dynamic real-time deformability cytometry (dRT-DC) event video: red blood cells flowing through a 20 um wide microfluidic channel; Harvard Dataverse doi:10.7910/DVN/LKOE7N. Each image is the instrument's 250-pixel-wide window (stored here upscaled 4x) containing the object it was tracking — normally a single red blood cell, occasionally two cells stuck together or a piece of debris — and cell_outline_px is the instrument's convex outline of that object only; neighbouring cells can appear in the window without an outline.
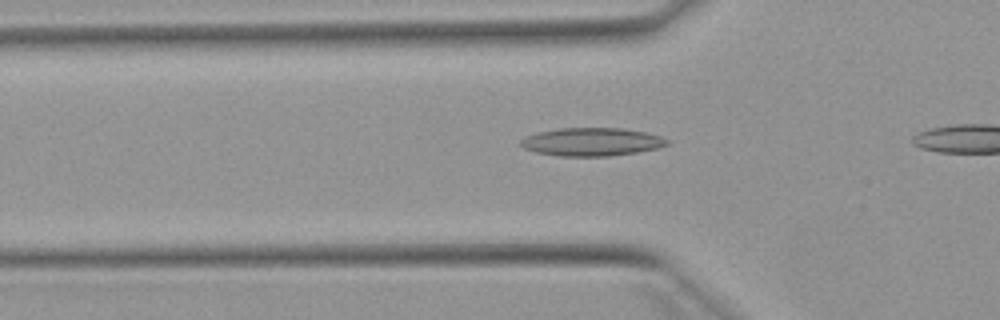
{"species": "Egyptian fruit bat (a non-hibernating species)", "species_latin": "Rousettus aegyptiacus", "temperature_condition": "warm", "stored_images_in_passage": 32, "camera_frame_rate_fps": 3000, "um_per_image_px": 0.085, "animal": {"sex": "female"}, "frame": {"image": 1, "passage_image": 7, "time_ms": 2.0, "image_size_px": [1000, 320], "cell_outline_px": [[668, 144], [656, 148], [636, 152], [608, 156], [560, 156], [536, 152], [524, 148], [520, 144], [520, 140], [524, 136], [536, 132], [560, 128], [620, 128], [644, 132], [660, 136], [668, 140]], "centroid_in_image_um": [50.24, 12.05], "position_along_channel_um": 75.6, "area_um2": 23.87}}
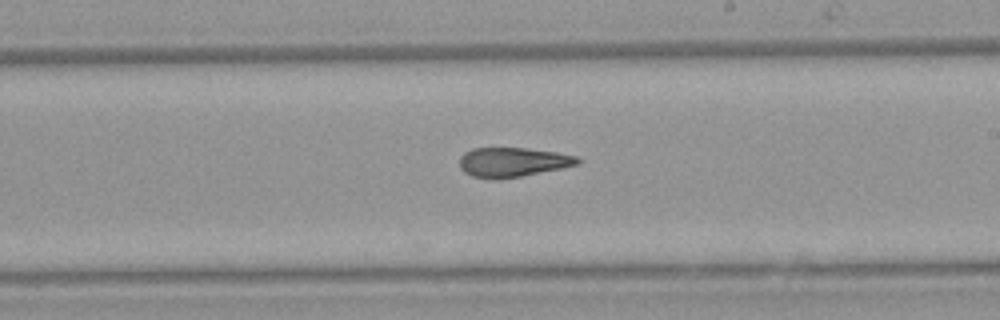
{"frame": {"image": 2, "passage_image": 20, "time_ms": 6.333, "image_size_px": [1000, 320], "cell_outline_px": [[580, 164], [500, 180], [496, 180], [472, 176], [464, 172], [460, 168], [460, 156], [464, 152], [472, 148], [524, 148], [556, 152], [576, 156], [580, 160]], "centroid_in_image_um": [43.53, 13.78], "position_along_channel_um": 245.5, "area_um2": 20.23}}
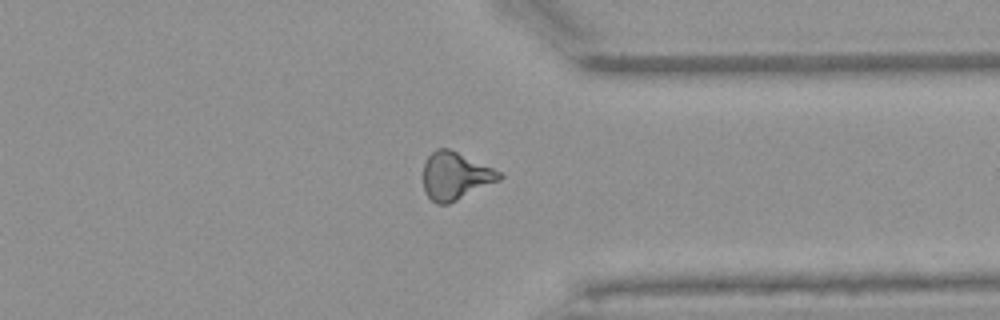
{"frame": {"image": 3, "passage_image": 30, "time_ms": 9.667, "image_size_px": [1000, 320], "cell_outline_px": [[504, 176], [500, 180], [448, 204], [436, 204], [428, 196], [424, 188], [424, 164], [428, 156], [436, 148], [448, 148], [492, 168], [500, 172]], "centroid_in_image_um": [38.69, 14.96], "position_along_channel_um": 372.7, "area_um2": 20.75}}